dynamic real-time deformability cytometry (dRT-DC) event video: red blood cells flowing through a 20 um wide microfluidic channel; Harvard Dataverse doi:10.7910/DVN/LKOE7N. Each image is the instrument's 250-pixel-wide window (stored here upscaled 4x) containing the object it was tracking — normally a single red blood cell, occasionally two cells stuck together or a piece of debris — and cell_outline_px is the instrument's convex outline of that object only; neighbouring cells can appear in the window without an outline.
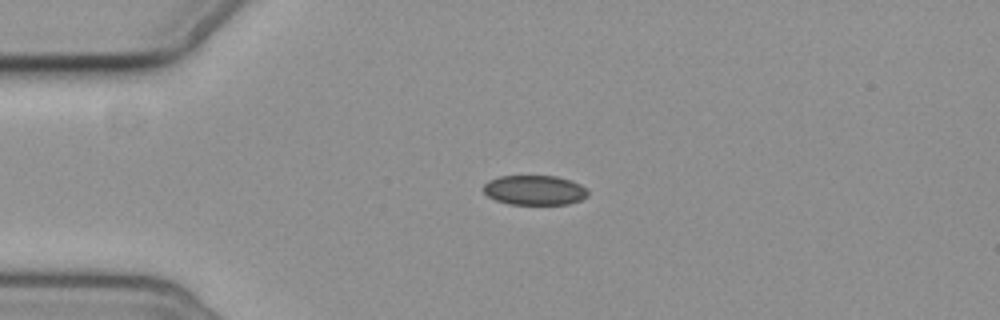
{"species": "common noctule bat (a hibernating species)", "species_latin": "Nyctalus noctula", "temperature_condition": "cold", "stored_images_in_passage": 3, "camera_frame_rate_fps": 3000, "um_per_image_px": 0.085, "animal": {"sex": "female", "body_mass_g": 19.3, "forearm_length_mm": 54.1}, "frame": {"image": 1, "passage_image": 1, "time_ms": 0.0, "image_size_px": [1000, 320], "cell_outline_px": [[588, 196], [580, 200], [568, 204], [508, 204], [496, 200], [488, 196], [484, 192], [484, 184], [488, 180], [500, 176], [556, 176], [572, 180], [588, 188]], "centroid_in_image_um": [45.47, 16.16], "position_along_channel_um": 39.5, "area_um2": 18.21}}
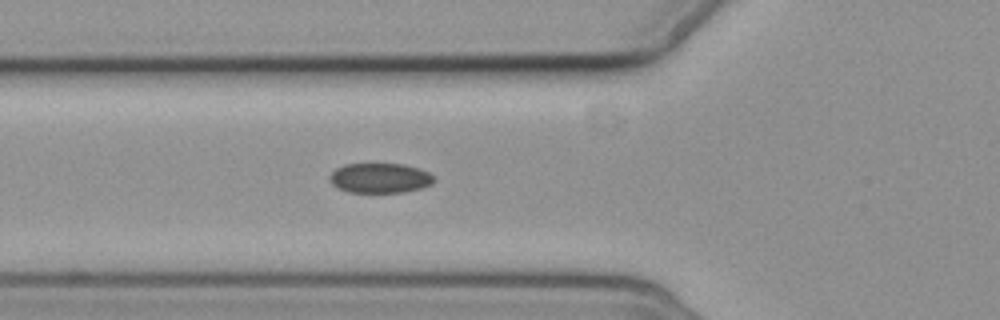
{"frame": {"image": 2, "passage_image": 3, "time_ms": 2.333, "image_size_px": [1000, 320], "cell_outline_px": [[436, 180], [432, 184], [420, 188], [404, 192], [348, 192], [336, 188], [328, 180], [328, 176], [336, 168], [344, 164], [404, 164], [420, 168], [436, 176]], "centroid_in_image_um": [32.29, 15.13], "position_along_channel_um": 93.5, "area_um2": 18.44}}